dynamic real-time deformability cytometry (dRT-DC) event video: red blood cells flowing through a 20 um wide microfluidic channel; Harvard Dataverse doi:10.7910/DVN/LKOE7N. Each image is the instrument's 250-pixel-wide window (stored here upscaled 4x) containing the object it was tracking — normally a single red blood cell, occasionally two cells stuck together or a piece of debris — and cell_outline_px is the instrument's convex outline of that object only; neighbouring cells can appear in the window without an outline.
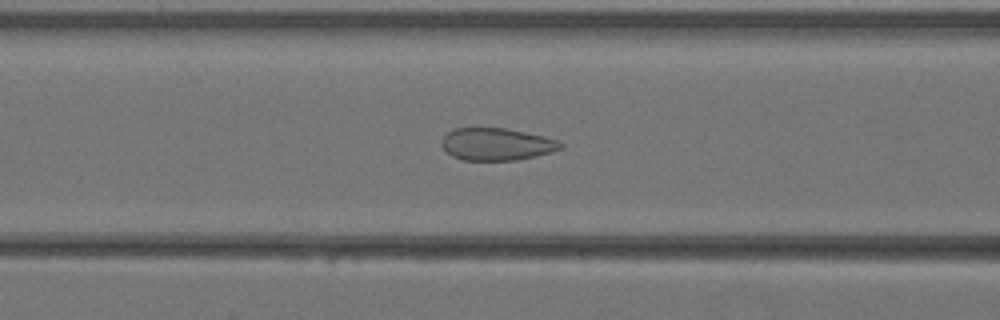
{"species": "Egyptian fruit bat (a non-hibernating species)", "species_latin": "Rousettus aegyptiacus", "temperature_condition": "warm", "stored_images_in_passage": 30, "camera_frame_rate_fps": 3000, "um_per_image_px": 0.085, "animal": {"sex": "female"}, "frame": {"image": 1, "passage_image": 11, "time_ms": 3.333, "image_size_px": [1000, 320], "cell_outline_px": [[564, 148], [516, 160], [464, 160], [452, 156], [440, 144], [440, 140], [448, 132], [456, 128], [508, 128], [544, 136], [556, 140], [564, 144]], "centroid_in_image_um": [42.19, 12.24], "position_along_channel_um": 124.4, "area_um2": 22.25}}
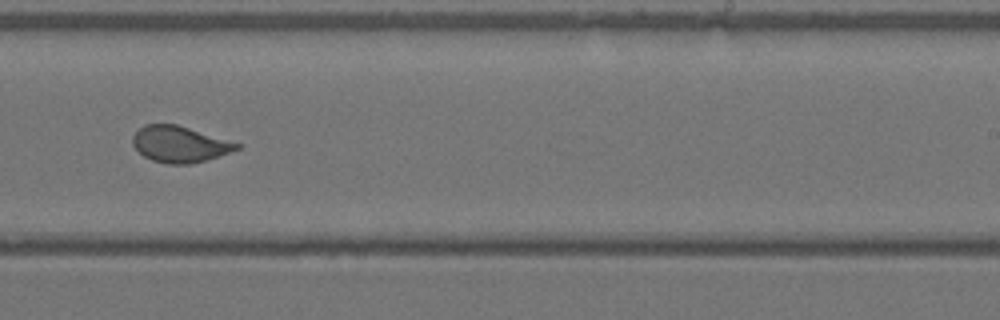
{"frame": {"image": 2, "passage_image": 20, "time_ms": 6.333, "image_size_px": [1000, 320], "cell_outline_px": [[240, 148], [204, 160], [188, 164], [168, 164], [152, 160], [144, 156], [132, 144], [132, 136], [144, 124], [176, 124], [240, 144]], "centroid_in_image_um": [15.21, 12.25], "position_along_channel_um": 273.8, "area_um2": 21.44}}
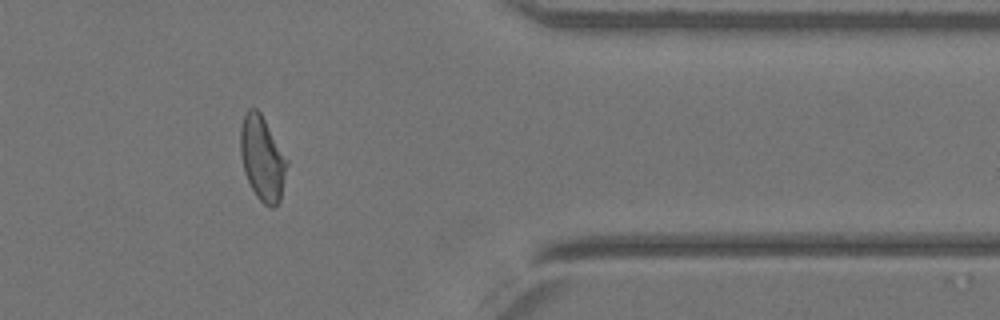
{"frame": {"image": 3, "passage_image": 28, "time_ms": 9.0, "image_size_px": [1000, 320], "cell_outline_px": [[288, 164], [280, 200], [272, 208], [268, 208], [256, 196], [244, 172], [240, 152], [240, 128], [244, 112], [248, 108], [256, 108], [260, 112], [288, 160]], "centroid_in_image_um": [22.28, 13.45], "position_along_channel_um": 389.1, "area_um2": 22.89}}